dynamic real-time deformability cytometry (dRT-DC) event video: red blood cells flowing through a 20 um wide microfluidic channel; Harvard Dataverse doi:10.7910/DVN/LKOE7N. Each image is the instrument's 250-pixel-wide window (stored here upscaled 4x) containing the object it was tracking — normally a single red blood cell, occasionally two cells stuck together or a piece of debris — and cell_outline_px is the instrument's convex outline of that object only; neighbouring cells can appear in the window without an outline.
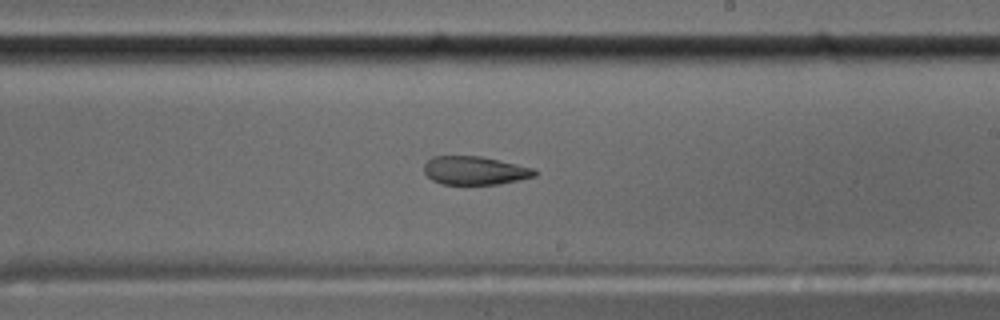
{"species": "common noctule bat (a hibernating species)", "species_latin": "Nyctalus noctula", "temperature_condition": "cold", "stored_images_in_passage": 42, "camera_frame_rate_fps": 3000, "um_per_image_px": 0.085, "animal": {"sex": "male", "body_mass_g": 17.5, "forearm_length_mm": 52.3}, "frame": {"image": 1, "passage_image": 19, "time_ms": 6.0, "image_size_px": [1000, 320], "cell_outline_px": [[536, 176], [500, 184], [440, 184], [432, 180], [424, 172], [424, 164], [432, 156], [480, 156], [500, 160], [536, 168]], "centroid_in_image_um": [40.37, 14.49], "position_along_channel_um": 248.6, "area_um2": 18.44}}
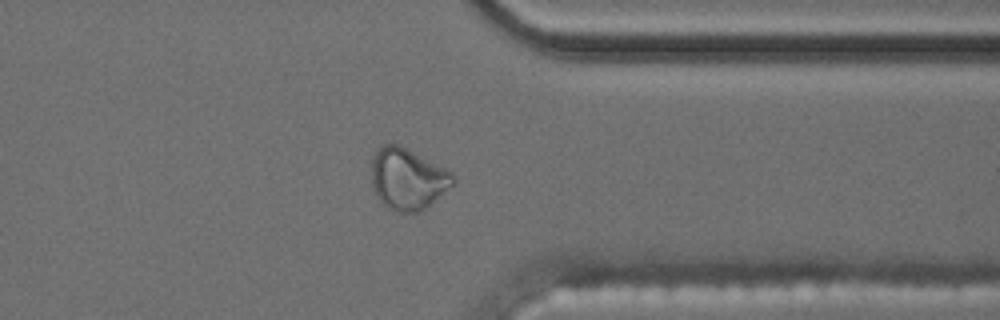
{"frame": {"image": 2, "passage_image": 30, "time_ms": 9.667, "image_size_px": [1000, 320], "cell_outline_px": [[456, 180], [452, 184], [420, 212], [400, 212], [388, 208], [376, 196], [372, 188], [372, 160], [376, 148], [384, 144], [396, 144], [452, 172], [456, 176]], "centroid_in_image_um": [34.61, 15.21], "position_along_channel_um": 376.8, "area_um2": 28.61}}
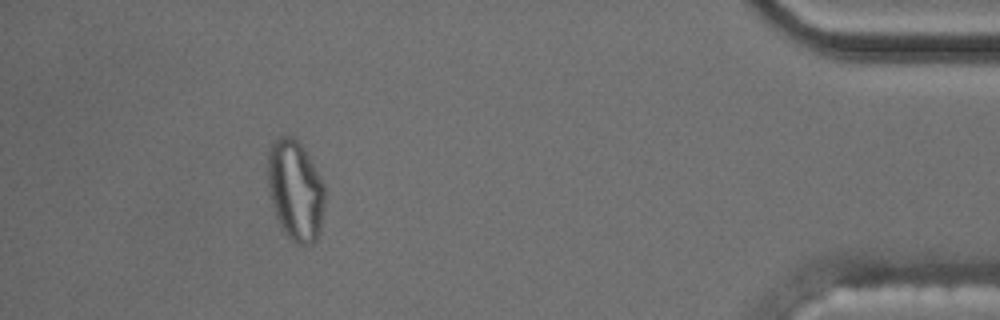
{"frame": {"image": 3, "passage_image": 37, "time_ms": 12.0, "image_size_px": [1000, 320], "cell_outline_px": [[324, 208], [320, 228], [316, 240], [312, 244], [296, 244], [284, 232], [276, 216], [268, 192], [268, 148], [272, 140], [280, 136], [296, 136], [320, 176], [324, 184]], "centroid_in_image_um": [25.09, 16.15], "position_along_channel_um": 410.1, "area_um2": 33.52}, "authors_computed_cell_mechanics": {"area_um2": 20.6346, "velocity_mm_per_s": 3.6, "shape_relaxation_time_tau1_ms": null, "shape_relaxation_time_tau2_ms": 2.4596, "deformation_change_tau1": null, "deformation_change_tau2": 0.0892}}